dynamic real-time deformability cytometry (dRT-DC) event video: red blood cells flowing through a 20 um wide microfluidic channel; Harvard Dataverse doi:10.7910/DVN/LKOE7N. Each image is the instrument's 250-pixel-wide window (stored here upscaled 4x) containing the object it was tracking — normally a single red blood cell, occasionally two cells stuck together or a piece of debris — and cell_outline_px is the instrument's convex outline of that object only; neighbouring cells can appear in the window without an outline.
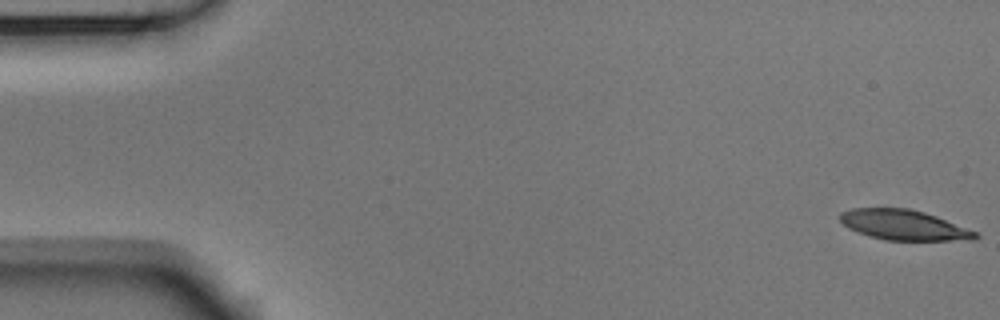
{"species": "Egyptian fruit bat (a non-hibernating species)", "species_latin": "Rousettus aegyptiacus", "temperature_condition": "room temperature", "stored_images_in_passage": 5, "camera_frame_rate_fps": 3000, "um_per_image_px": 0.085, "animal": {"sex": "male"}, "frame": {"image": 1, "passage_image": 1, "time_ms": 0.0, "image_size_px": [1000, 320], "cell_outline_px": [[980, 236], [976, 240], [888, 240], [868, 236], [856, 232], [848, 228], [840, 220], [840, 212], [852, 208], [908, 208], [924, 212], [936, 216], [976, 232]], "centroid_in_image_um": [76.8, 19.12], "position_along_channel_um": 8.2, "area_um2": 23.7}}
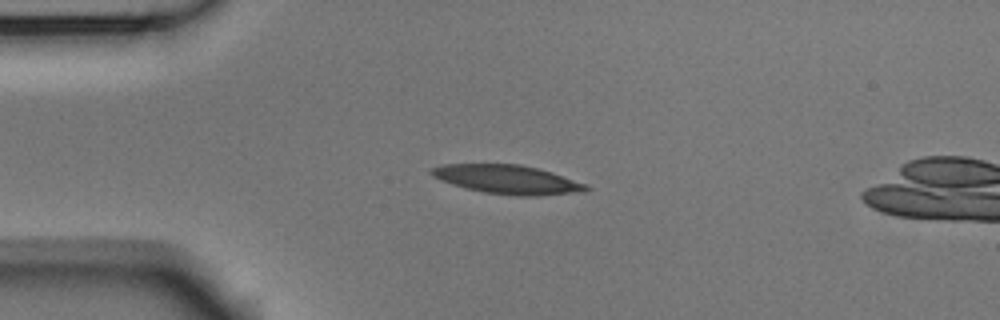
{"frame": {"image": 2, "passage_image": 4, "time_ms": 1.0, "image_size_px": [1000, 320], "cell_outline_px": [[592, 188], [588, 192], [536, 196], [516, 196], [484, 192], [452, 184], [440, 180], [432, 176], [428, 172], [432, 168], [444, 164], [520, 164], [552, 172], [588, 184]], "centroid_in_image_um": [43.21, 15.26], "position_along_channel_um": 41.8, "area_um2": 26.24}}